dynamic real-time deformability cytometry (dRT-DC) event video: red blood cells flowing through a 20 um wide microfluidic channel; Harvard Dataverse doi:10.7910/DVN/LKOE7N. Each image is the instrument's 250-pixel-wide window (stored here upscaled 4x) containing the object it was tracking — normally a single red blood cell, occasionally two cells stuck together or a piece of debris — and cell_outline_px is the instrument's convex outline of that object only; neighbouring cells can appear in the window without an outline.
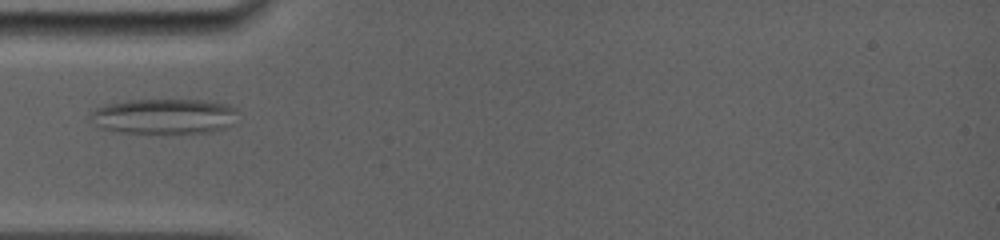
{"species": "common noctule bat (a hibernating species)", "species_latin": "Nyctalus noctula", "temperature_condition": "room temperature", "stored_images_in_passage": 29, "camera_frame_rate_fps": 5000, "um_per_image_px": 0.085, "animal": {"sex": "female", "body_mass_g": 19.0, "forearm_length_mm": 56.7}, "frame": {"image": 1, "passage_image": 1, "time_ms": 0.0, "image_size_px": [1000, 240], "cell_outline_px": [[236, 108], [228, 128], [212, 132], [172, 136], [120, 132], [100, 128], [88, 116], [88, 112], [104, 104], [128, 100], [200, 100], [228, 104]], "centroid_in_image_um": [13.89, 9.93], "position_along_channel_um": 71.1, "area_um2": 31.33}}
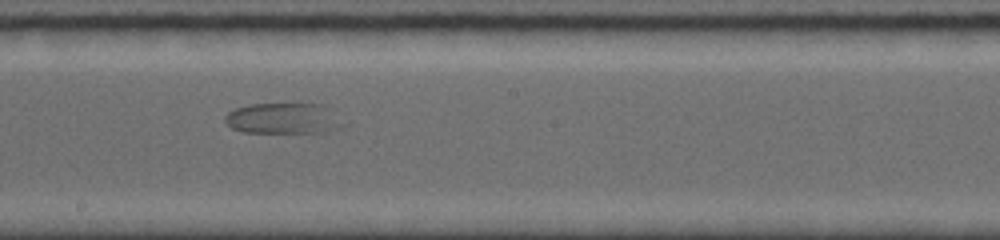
{"frame": {"image": 2, "passage_image": 12, "time_ms": 4.2, "image_size_px": [1000, 240], "cell_outline_px": [[348, 124], [324, 132], [244, 132], [232, 128], [224, 120], [224, 116], [228, 112], [236, 108], [252, 104], [324, 104], [332, 108]], "centroid_in_image_um": [24.16, 10.05], "position_along_channel_um": 224.0, "area_um2": 21.39}}
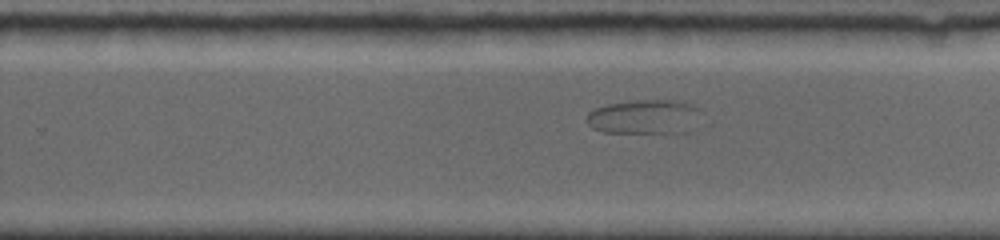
{"frame": {"image": 3, "passage_image": 15, "time_ms": 5.6, "image_size_px": [1000, 240], "cell_outline_px": [[696, 108], [684, 132], [604, 132], [592, 128], [584, 120], [584, 116], [588, 112], [596, 108], [608, 104], [636, 100], [672, 100], [692, 104]], "centroid_in_image_um": [54.53, 9.91], "position_along_channel_um": 275.3, "area_um2": 21.85}}